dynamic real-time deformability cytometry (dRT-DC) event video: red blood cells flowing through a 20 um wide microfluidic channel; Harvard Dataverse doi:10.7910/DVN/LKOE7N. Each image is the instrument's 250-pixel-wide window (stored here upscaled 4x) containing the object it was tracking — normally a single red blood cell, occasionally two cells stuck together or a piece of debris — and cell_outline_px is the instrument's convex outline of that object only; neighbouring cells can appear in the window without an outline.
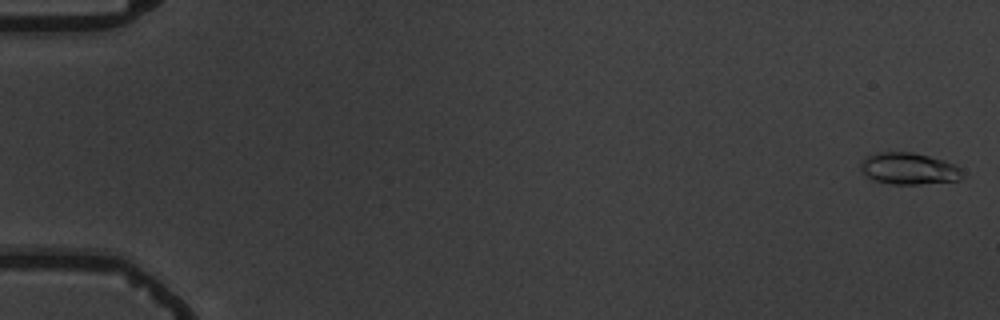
{"species": "common noctule bat (a hibernating species)", "species_latin": "Nyctalus noctula", "temperature_condition": "warm", "stored_images_in_passage": 5, "camera_frame_rate_fps": 3000, "um_per_image_px": 0.085, "animal": {"sex": "male", "body_mass_g": 19.5, "forearm_length_mm": 54.6}, "frame": {"image": 1, "passage_image": 1, "time_ms": 0.0, "image_size_px": [1000, 320], "cell_outline_px": [[964, 176], [960, 180], [920, 184], [892, 184], [872, 180], [860, 172], [860, 164], [872, 152], [912, 152], [944, 160], [956, 164], [960, 168]], "centroid_in_image_um": [77.24, 14.33], "position_along_channel_um": 7.8, "area_um2": 19.02}}